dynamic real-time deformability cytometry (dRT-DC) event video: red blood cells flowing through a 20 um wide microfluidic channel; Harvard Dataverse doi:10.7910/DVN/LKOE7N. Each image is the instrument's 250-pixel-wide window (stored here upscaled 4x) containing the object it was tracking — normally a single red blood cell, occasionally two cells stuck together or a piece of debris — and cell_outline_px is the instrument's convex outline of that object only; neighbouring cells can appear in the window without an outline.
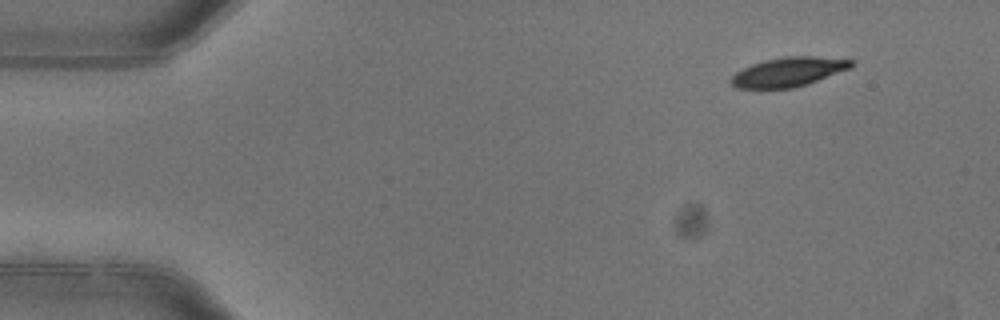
{"species": "common noctule bat (a hibernating species)", "species_latin": "Nyctalus noctula", "temperature_condition": "warm", "stored_images_in_passage": 5, "segment_of_instrument_passage": [1, 2], "camera_frame_rate_fps": 3000, "um_per_image_px": 0.085, "animal": {"sex": "female"}, "frame": {"image": 1, "passage_image": 1, "time_ms": 0.0, "image_size_px": [1000, 320], "cell_outline_px": [[856, 64], [852, 68], [808, 84], [792, 88], [736, 88], [728, 80], [736, 72], [752, 64], [764, 60], [784, 56], [816, 56], [856, 60]], "centroid_in_image_um": [67.08, 6.1], "position_along_channel_um": 17.9, "area_um2": 20.75}}
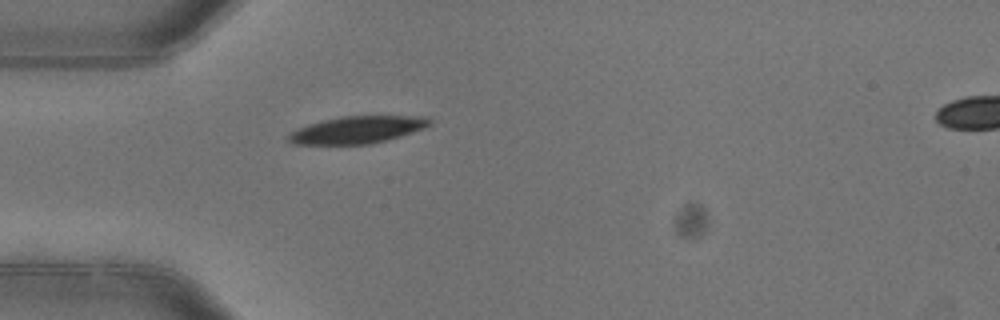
{"frame": {"image": 2, "passage_image": 4, "time_ms": 1.0, "image_size_px": [1000, 320], "cell_outline_px": [[432, 124], [424, 128], [400, 136], [372, 144], [292, 144], [288, 140], [288, 136], [296, 128], [308, 124], [340, 116], [428, 116], [432, 120]], "centroid_in_image_um": [30.39, 11.02], "position_along_channel_um": 54.6, "area_um2": 22.37}}